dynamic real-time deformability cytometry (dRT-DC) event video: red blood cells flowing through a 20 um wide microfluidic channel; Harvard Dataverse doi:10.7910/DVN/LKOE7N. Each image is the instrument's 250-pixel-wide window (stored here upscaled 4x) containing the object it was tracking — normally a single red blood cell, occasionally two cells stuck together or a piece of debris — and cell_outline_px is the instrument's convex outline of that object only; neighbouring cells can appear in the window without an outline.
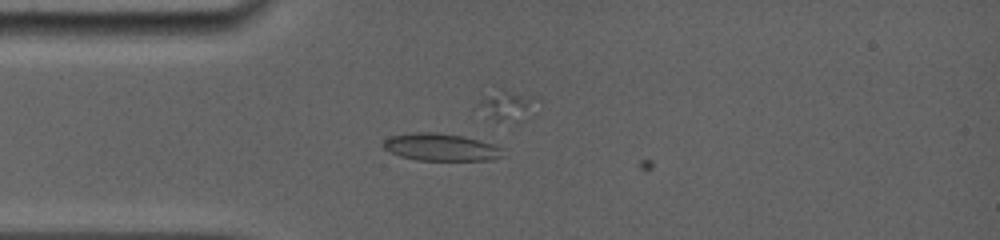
{"species": "common noctule bat (a hibernating species)", "species_latin": "Nyctalus noctula", "temperature_condition": "room temperature", "stored_images_in_passage": 5, "camera_frame_rate_fps": 5000, "um_per_image_px": 0.085, "animal": {"sex": "female", "body_mass_g": 19.0, "forearm_length_mm": 56.7}, "frame": {"image": 1, "passage_image": 4, "time_ms": 0.6, "image_size_px": [1000, 240], "cell_outline_px": [[504, 156], [492, 160], [416, 160], [400, 156], [384, 148], [380, 144], [388, 136], [412, 132], [436, 132], [464, 136], [492, 144], [504, 148]], "centroid_in_image_um": [37.47, 12.5], "position_along_channel_um": 47.5, "area_um2": 19.31}}